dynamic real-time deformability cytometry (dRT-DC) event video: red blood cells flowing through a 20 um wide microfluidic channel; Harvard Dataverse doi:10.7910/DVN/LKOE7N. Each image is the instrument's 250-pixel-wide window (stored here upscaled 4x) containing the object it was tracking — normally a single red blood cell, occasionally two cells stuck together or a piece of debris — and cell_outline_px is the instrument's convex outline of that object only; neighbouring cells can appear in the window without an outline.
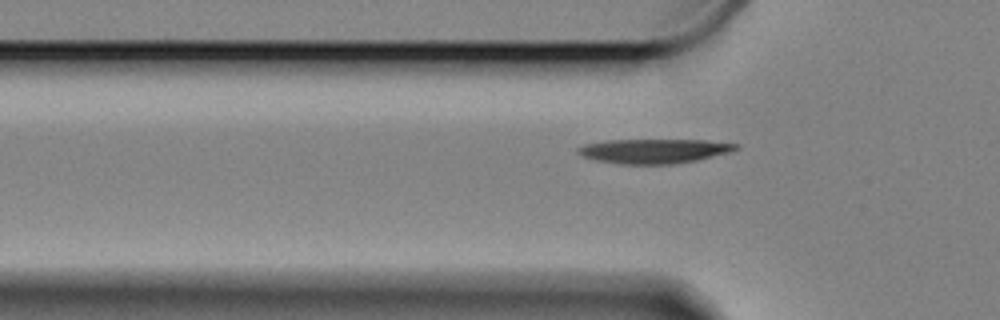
{"species": "Egyptian fruit bat (a non-hibernating species)", "species_latin": "Rousettus aegyptiacus", "temperature_condition": "cold", "stored_images_in_passage": 43, "camera_frame_rate_fps": 3000, "um_per_image_px": 0.085, "animal": {"sex": "female"}, "frame": {"image": 1, "passage_image": 9, "time_ms": 2.667, "image_size_px": [1000, 320], "cell_outline_px": [[740, 148], [732, 152], [696, 160], [676, 164], [620, 164], [596, 160], [580, 156], [576, 152], [576, 148], [584, 144], [608, 140], [708, 140], [740, 144]], "centroid_in_image_um": [55.61, 12.83], "position_along_channel_um": 70.2, "area_um2": 22.77}}
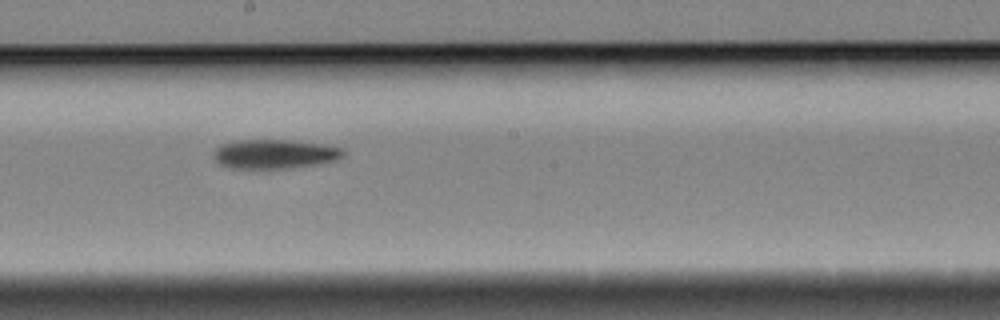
{"frame": {"image": 2, "passage_image": 23, "time_ms": 7.333, "image_size_px": [1000, 320], "cell_outline_px": [[344, 156], [336, 160], [316, 164], [288, 168], [232, 168], [220, 164], [212, 156], [212, 152], [220, 144], [240, 140], [288, 140], [320, 144], [344, 148]], "centroid_in_image_um": [23.32, 13.09], "position_along_channel_um": 224.9, "area_um2": 21.96}}
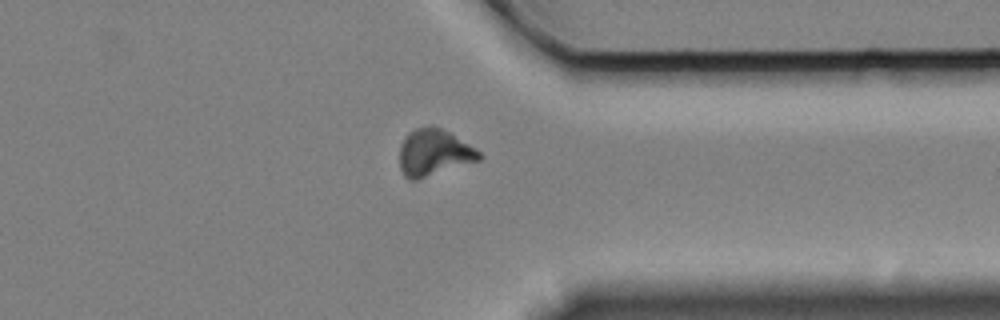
{"frame": {"image": 3, "passage_image": 37, "time_ms": 12.0, "image_size_px": [1000, 320], "cell_outline_px": [[484, 156], [480, 160], [416, 180], [408, 180], [404, 176], [400, 168], [400, 144], [404, 136], [408, 132], [416, 128], [428, 124], [440, 128], [448, 132], [476, 148]], "centroid_in_image_um": [36.86, 12.96], "position_along_channel_um": 374.5, "area_um2": 21.79}}